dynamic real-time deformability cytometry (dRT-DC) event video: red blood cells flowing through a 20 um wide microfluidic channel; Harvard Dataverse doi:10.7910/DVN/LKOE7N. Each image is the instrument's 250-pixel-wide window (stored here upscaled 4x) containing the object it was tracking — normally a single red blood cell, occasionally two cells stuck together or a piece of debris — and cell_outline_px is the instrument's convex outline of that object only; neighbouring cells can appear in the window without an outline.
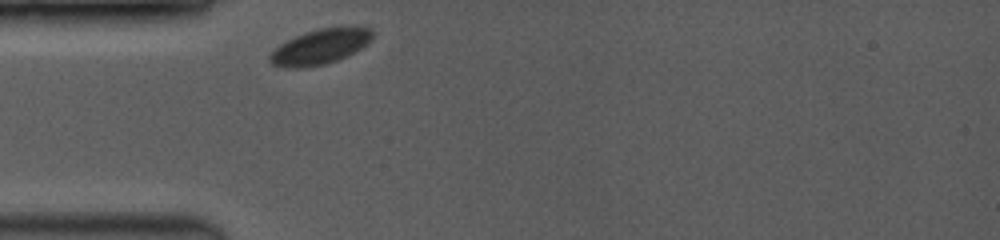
{"species": "common noctule bat (a hibernating species)", "species_latin": "Nyctalus noctula", "temperature_condition": "room temperature", "stored_images_in_passage": 20, "camera_frame_rate_fps": 3500, "um_per_image_px": 0.085, "animal": {"sex": "female", "body_mass_g": 19.0, "forearm_length_mm": 53.3}, "frame": {"image": 1, "passage_image": 1, "time_ms": 0.0, "image_size_px": [1000, 240], "cell_outline_px": [[372, 40], [368, 44], [348, 56], [324, 64], [304, 68], [292, 68], [272, 64], [268, 60], [268, 56], [280, 44], [296, 36], [320, 28], [348, 24], [356, 24], [372, 28]], "centroid_in_image_um": [27.31, 3.92], "position_along_channel_um": 57.7, "area_um2": 21.44}}
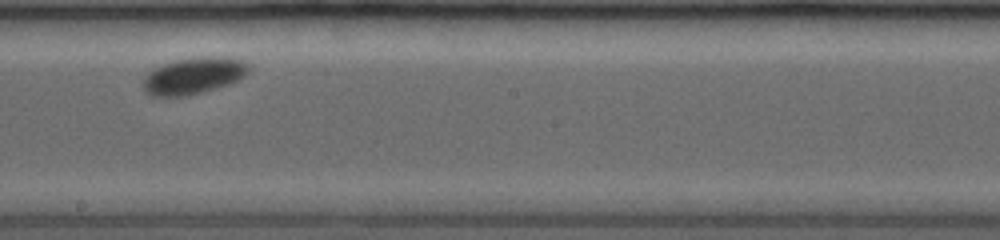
{"frame": {"image": 2, "passage_image": 12, "time_ms": 4.857, "image_size_px": [1000, 240], "cell_outline_px": [[252, 68], [244, 76], [228, 84], [216, 88], [184, 96], [152, 96], [144, 88], [144, 76], [152, 68], [176, 60], [200, 56], [220, 56], [244, 60]], "centroid_in_image_um": [16.48, 6.41], "position_along_channel_um": 231.7, "area_um2": 22.48}}
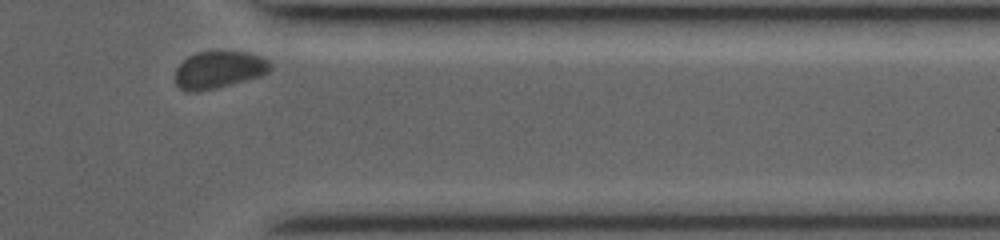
{"frame": {"image": 3, "passage_image": 20, "time_ms": 9.143, "image_size_px": [1000, 240], "cell_outline_px": [[272, 68], [268, 72], [260, 76], [216, 88], [196, 92], [188, 92], [180, 88], [176, 84], [176, 68], [188, 56], [200, 52], [248, 52], [260, 56], [268, 60], [272, 64]], "centroid_in_image_um": [18.61, 5.94], "position_along_channel_um": 392.8, "area_um2": 20.46}, "authors_computed_cell_mechanics": {"area_um2": 22.0507, "velocity_mm_per_s": 3.6748, "shape_relaxation_time_tau1_ms": 0.9549, "shape_relaxation_time_tau2_ms": null, "deformation_change_tau1": 0.0171, "deformation_change_tau2": null}}